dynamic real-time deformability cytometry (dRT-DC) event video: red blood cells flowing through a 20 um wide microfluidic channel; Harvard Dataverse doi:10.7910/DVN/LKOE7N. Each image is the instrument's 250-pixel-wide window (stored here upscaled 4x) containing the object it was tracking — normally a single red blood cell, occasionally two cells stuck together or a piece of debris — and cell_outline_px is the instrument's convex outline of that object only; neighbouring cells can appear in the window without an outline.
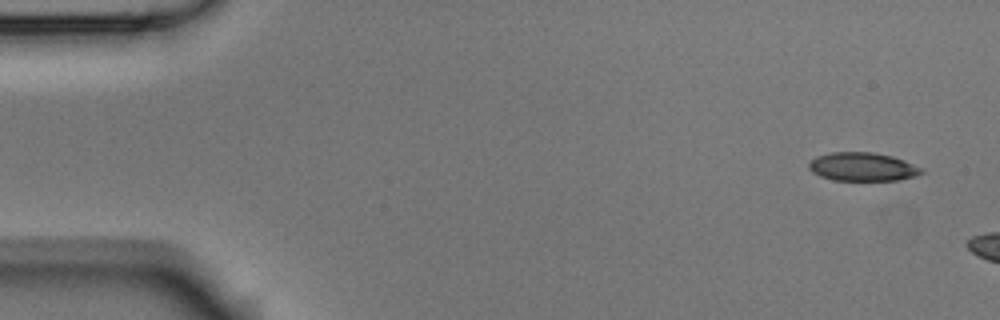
{"species": "Egyptian fruit bat (a non-hibernating species)", "species_latin": "Rousettus aegyptiacus", "temperature_condition": "room temperature", "stored_images_in_passage": 3, "camera_frame_rate_fps": 3000, "um_per_image_px": 0.085, "animal": {"sex": "male"}, "frame": {"image": 1, "passage_image": 1, "time_ms": 0.0, "image_size_px": [1000, 320], "cell_outline_px": [[924, 172], [916, 176], [900, 180], [832, 180], [820, 176], [812, 172], [808, 168], [808, 164], [816, 156], [832, 152], [872, 152], [892, 156], [904, 160], [920, 168]], "centroid_in_image_um": [73.29, 14.18], "position_along_channel_um": 11.7, "area_um2": 18.67}}